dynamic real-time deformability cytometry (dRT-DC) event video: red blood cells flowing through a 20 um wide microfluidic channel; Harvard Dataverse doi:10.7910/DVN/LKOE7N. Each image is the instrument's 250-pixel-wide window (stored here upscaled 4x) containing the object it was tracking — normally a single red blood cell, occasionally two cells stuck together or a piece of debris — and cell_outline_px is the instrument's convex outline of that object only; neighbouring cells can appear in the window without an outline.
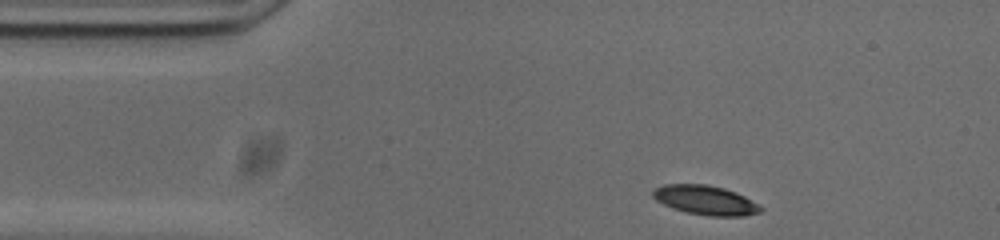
{"species": "common noctule bat (a hibernating species)", "species_latin": "Nyctalus noctula", "temperature_condition": "cold", "stored_images_in_passage": 47, "camera_frame_rate_fps": 3000, "um_per_image_px": 0.085, "animal": {"sex": "male", "body_mass_g": 20.0, "forearm_length_mm": 53.3}, "frame": {"image": 1, "passage_image": 1, "time_ms": 0.0, "image_size_px": [1000, 240], "cell_outline_px": [[764, 208], [760, 212], [744, 216], [708, 216], [688, 212], [672, 208], [656, 200], [652, 196], [652, 192], [656, 188], [664, 184], [704, 184], [724, 188], [736, 192], [744, 196]], "centroid_in_image_um": [59.96, 17.01], "position_along_channel_um": 25.0, "area_um2": 18.32}}
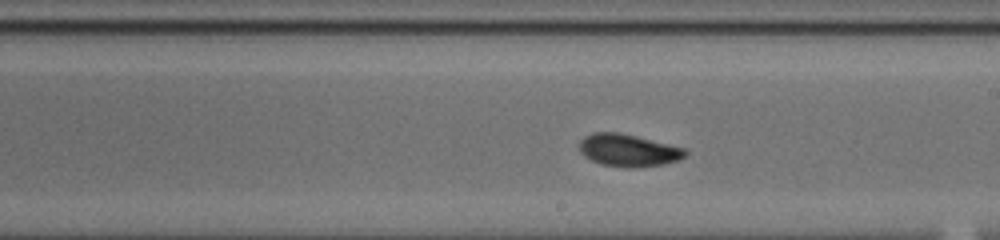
{"frame": {"image": 2, "passage_image": 22, "time_ms": 7.0, "image_size_px": [1000, 240], "cell_outline_px": [[688, 152], [684, 156], [676, 160], [664, 164], [636, 168], [624, 168], [600, 164], [584, 156], [580, 152], [580, 140], [584, 136], [592, 132], [620, 132], [684, 148]], "centroid_in_image_um": [53.36, 12.78], "position_along_channel_um": 235.6, "area_um2": 20.0}}
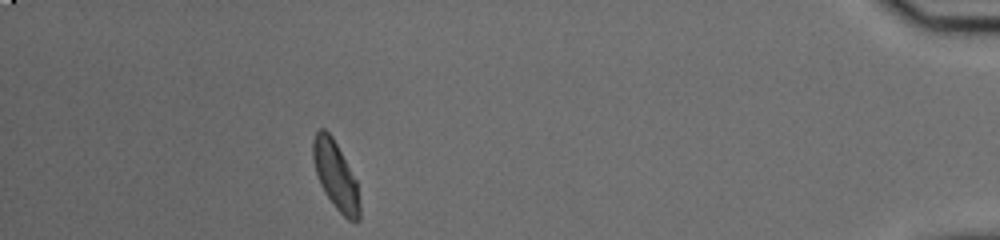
{"frame": {"image": 3, "passage_image": 41, "time_ms": 13.333, "image_size_px": [1000, 240], "cell_outline_px": [[360, 220], [348, 220], [336, 208], [324, 192], [320, 184], [312, 160], [312, 140], [316, 132], [320, 128], [324, 128], [332, 136], [356, 180], [360, 204]], "centroid_in_image_um": [28.51, 14.9], "position_along_channel_um": 406.7, "area_um2": 18.38}, "authors_computed_cell_mechanics": {"area_um2": 18.6694, "velocity_mm_per_s": 3.7252, "shape_relaxation_time_tau1_ms": 1.96, "shape_relaxation_time_tau2_ms": 4.8072, "deformation_change_tau1": 0.0955, "deformation_change_tau2": 0.0976}}